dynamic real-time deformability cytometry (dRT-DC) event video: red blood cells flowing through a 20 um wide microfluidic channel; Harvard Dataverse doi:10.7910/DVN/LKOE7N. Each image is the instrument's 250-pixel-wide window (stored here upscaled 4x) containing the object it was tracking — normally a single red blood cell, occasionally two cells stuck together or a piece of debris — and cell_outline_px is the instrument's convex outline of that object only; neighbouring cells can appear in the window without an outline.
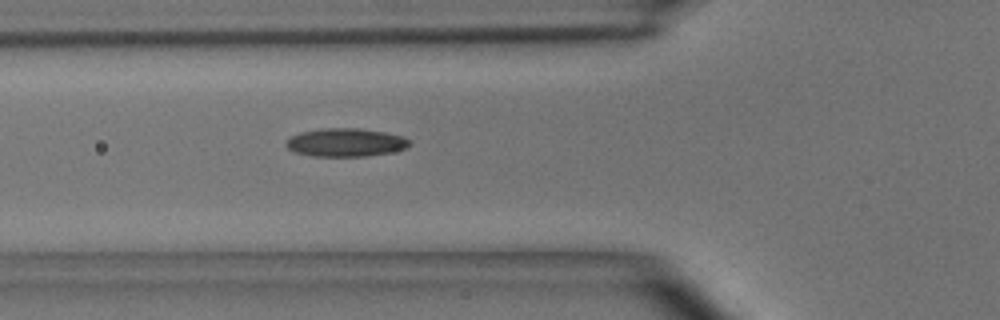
{"species": "common noctule bat (a hibernating species)", "species_latin": "Nyctalus noctula", "temperature_condition": "room temperature", "stored_images_in_passage": 33, "camera_frame_rate_fps": 3000, "um_per_image_px": 0.085, "animal": {"sex": "male", "body_mass_g": 15.6}, "frame": {"image": 1, "passage_image": 6, "time_ms": 1.667, "image_size_px": [1000, 320], "cell_outline_px": [[412, 144], [404, 148], [388, 152], [368, 156], [312, 156], [296, 152], [288, 148], [284, 144], [292, 136], [300, 132], [320, 128], [360, 128], [384, 132], [404, 136], [412, 140]], "centroid_in_image_um": [29.4, 12.1], "position_along_channel_um": 96.4, "area_um2": 20.35}}